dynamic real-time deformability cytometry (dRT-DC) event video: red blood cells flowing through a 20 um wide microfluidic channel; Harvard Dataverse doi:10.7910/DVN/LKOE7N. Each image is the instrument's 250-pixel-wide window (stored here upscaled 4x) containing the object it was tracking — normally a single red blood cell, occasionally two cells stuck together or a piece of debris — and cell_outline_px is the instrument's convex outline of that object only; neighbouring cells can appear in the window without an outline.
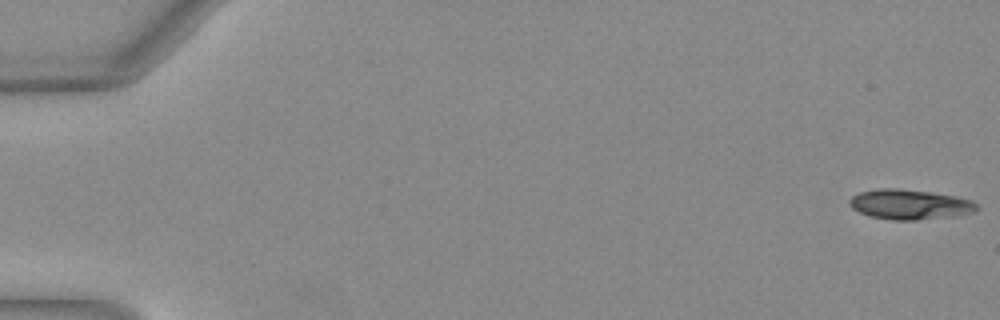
{"species": "Egyptian fruit bat (a non-hibernating species)", "species_latin": "Rousettus aegyptiacus", "temperature_condition": "warm", "stored_images_in_passage": 19, "camera_frame_rate_fps": 3000, "um_per_image_px": 0.085, "animal": {"sex": "female"}, "frame": {"image": 1, "passage_image": 1, "time_ms": 0.0, "image_size_px": [1000, 320], "cell_outline_px": [[980, 208], [976, 212], [956, 216], [916, 220], [892, 220], [872, 216], [860, 212], [852, 208], [848, 204], [848, 200], [852, 196], [860, 192], [880, 188], [900, 188], [956, 196], [972, 200]], "centroid_in_image_um": [77.36, 17.38], "position_along_channel_um": 7.6, "area_um2": 22.37}}
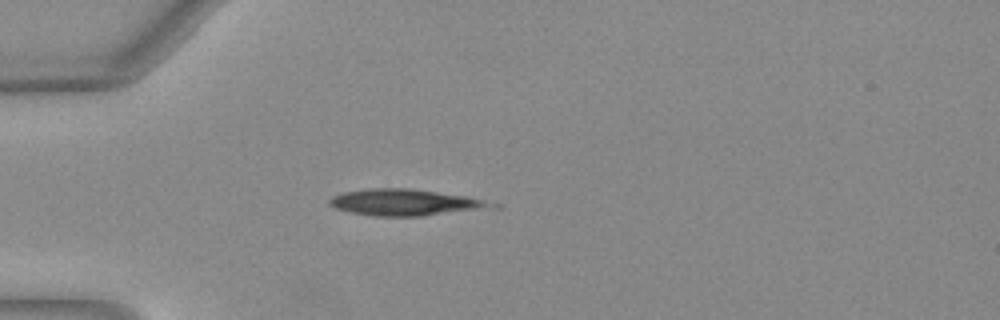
{"frame": {"image": 2, "passage_image": 15, "time_ms": 4.667, "image_size_px": [1000, 320], "cell_outline_px": [[500, 208], [420, 216], [372, 216], [348, 212], [336, 208], [328, 204], [328, 200], [332, 196], [344, 192], [372, 188], [408, 188], [464, 196], [500, 204]], "centroid_in_image_um": [34.47, 17.22], "position_along_channel_um": 50.5, "area_um2": 25.09}}